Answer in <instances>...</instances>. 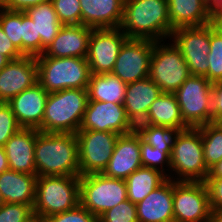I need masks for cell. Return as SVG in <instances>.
<instances>
[{
	"mask_svg": "<svg viewBox=\"0 0 222 222\" xmlns=\"http://www.w3.org/2000/svg\"><path fill=\"white\" fill-rule=\"evenodd\" d=\"M36 175L80 176L76 134L45 133L36 129Z\"/></svg>",
	"mask_w": 222,
	"mask_h": 222,
	"instance_id": "6da1fadb",
	"label": "cell"
},
{
	"mask_svg": "<svg viewBox=\"0 0 222 222\" xmlns=\"http://www.w3.org/2000/svg\"><path fill=\"white\" fill-rule=\"evenodd\" d=\"M119 28L128 39L166 41L173 32L168 0H125Z\"/></svg>",
	"mask_w": 222,
	"mask_h": 222,
	"instance_id": "7a4b0ae2",
	"label": "cell"
},
{
	"mask_svg": "<svg viewBox=\"0 0 222 222\" xmlns=\"http://www.w3.org/2000/svg\"><path fill=\"white\" fill-rule=\"evenodd\" d=\"M87 103V89H64L49 93L42 132L76 134L80 130Z\"/></svg>",
	"mask_w": 222,
	"mask_h": 222,
	"instance_id": "3957f363",
	"label": "cell"
},
{
	"mask_svg": "<svg viewBox=\"0 0 222 222\" xmlns=\"http://www.w3.org/2000/svg\"><path fill=\"white\" fill-rule=\"evenodd\" d=\"M38 83L48 92L87 89L91 70L86 58L36 56Z\"/></svg>",
	"mask_w": 222,
	"mask_h": 222,
	"instance_id": "277c9868",
	"label": "cell"
},
{
	"mask_svg": "<svg viewBox=\"0 0 222 222\" xmlns=\"http://www.w3.org/2000/svg\"><path fill=\"white\" fill-rule=\"evenodd\" d=\"M80 176L37 177L33 214L46 219L80 204Z\"/></svg>",
	"mask_w": 222,
	"mask_h": 222,
	"instance_id": "5b68a950",
	"label": "cell"
},
{
	"mask_svg": "<svg viewBox=\"0 0 222 222\" xmlns=\"http://www.w3.org/2000/svg\"><path fill=\"white\" fill-rule=\"evenodd\" d=\"M170 172L168 178L174 181L206 180L209 169L204 161L201 131L198 127L180 131L170 156Z\"/></svg>",
	"mask_w": 222,
	"mask_h": 222,
	"instance_id": "8992f818",
	"label": "cell"
},
{
	"mask_svg": "<svg viewBox=\"0 0 222 222\" xmlns=\"http://www.w3.org/2000/svg\"><path fill=\"white\" fill-rule=\"evenodd\" d=\"M80 205L99 218L128 199L126 181L92 173L80 176Z\"/></svg>",
	"mask_w": 222,
	"mask_h": 222,
	"instance_id": "52a82bcc",
	"label": "cell"
},
{
	"mask_svg": "<svg viewBox=\"0 0 222 222\" xmlns=\"http://www.w3.org/2000/svg\"><path fill=\"white\" fill-rule=\"evenodd\" d=\"M154 41L149 78L162 93H175L191 75L181 51L170 40Z\"/></svg>",
	"mask_w": 222,
	"mask_h": 222,
	"instance_id": "ba28073f",
	"label": "cell"
},
{
	"mask_svg": "<svg viewBox=\"0 0 222 222\" xmlns=\"http://www.w3.org/2000/svg\"><path fill=\"white\" fill-rule=\"evenodd\" d=\"M212 85L206 77L190 75L174 93L189 127L212 123Z\"/></svg>",
	"mask_w": 222,
	"mask_h": 222,
	"instance_id": "9c48e42d",
	"label": "cell"
},
{
	"mask_svg": "<svg viewBox=\"0 0 222 222\" xmlns=\"http://www.w3.org/2000/svg\"><path fill=\"white\" fill-rule=\"evenodd\" d=\"M173 215L178 222H210L211 208L205 182L173 180Z\"/></svg>",
	"mask_w": 222,
	"mask_h": 222,
	"instance_id": "30bf717a",
	"label": "cell"
},
{
	"mask_svg": "<svg viewBox=\"0 0 222 222\" xmlns=\"http://www.w3.org/2000/svg\"><path fill=\"white\" fill-rule=\"evenodd\" d=\"M76 136L80 176L102 173L110 161L120 135L112 132L79 130Z\"/></svg>",
	"mask_w": 222,
	"mask_h": 222,
	"instance_id": "8fae6325",
	"label": "cell"
},
{
	"mask_svg": "<svg viewBox=\"0 0 222 222\" xmlns=\"http://www.w3.org/2000/svg\"><path fill=\"white\" fill-rule=\"evenodd\" d=\"M169 40L181 51L191 75L205 77L208 74L210 23L198 27L178 28L172 32Z\"/></svg>",
	"mask_w": 222,
	"mask_h": 222,
	"instance_id": "7c38bea8",
	"label": "cell"
},
{
	"mask_svg": "<svg viewBox=\"0 0 222 222\" xmlns=\"http://www.w3.org/2000/svg\"><path fill=\"white\" fill-rule=\"evenodd\" d=\"M153 48L152 40L127 39L119 50L111 73L126 84L148 78Z\"/></svg>",
	"mask_w": 222,
	"mask_h": 222,
	"instance_id": "4fadbf2b",
	"label": "cell"
},
{
	"mask_svg": "<svg viewBox=\"0 0 222 222\" xmlns=\"http://www.w3.org/2000/svg\"><path fill=\"white\" fill-rule=\"evenodd\" d=\"M127 39L120 28L93 29L86 57L91 74L111 73L119 50Z\"/></svg>",
	"mask_w": 222,
	"mask_h": 222,
	"instance_id": "5bb4252c",
	"label": "cell"
},
{
	"mask_svg": "<svg viewBox=\"0 0 222 222\" xmlns=\"http://www.w3.org/2000/svg\"><path fill=\"white\" fill-rule=\"evenodd\" d=\"M123 104L88 101L80 130L112 132L125 135L135 131Z\"/></svg>",
	"mask_w": 222,
	"mask_h": 222,
	"instance_id": "9a60e30c",
	"label": "cell"
},
{
	"mask_svg": "<svg viewBox=\"0 0 222 222\" xmlns=\"http://www.w3.org/2000/svg\"><path fill=\"white\" fill-rule=\"evenodd\" d=\"M36 83H38V77L35 56H23L10 61L0 71V100L7 103Z\"/></svg>",
	"mask_w": 222,
	"mask_h": 222,
	"instance_id": "2e32d148",
	"label": "cell"
},
{
	"mask_svg": "<svg viewBox=\"0 0 222 222\" xmlns=\"http://www.w3.org/2000/svg\"><path fill=\"white\" fill-rule=\"evenodd\" d=\"M48 94L39 83H36L7 102L22 128H35L42 132V120Z\"/></svg>",
	"mask_w": 222,
	"mask_h": 222,
	"instance_id": "e0dca14e",
	"label": "cell"
},
{
	"mask_svg": "<svg viewBox=\"0 0 222 222\" xmlns=\"http://www.w3.org/2000/svg\"><path fill=\"white\" fill-rule=\"evenodd\" d=\"M140 167H142L140 135L135 130L118 137L114 152L102 174L125 180Z\"/></svg>",
	"mask_w": 222,
	"mask_h": 222,
	"instance_id": "ac0fdd59",
	"label": "cell"
},
{
	"mask_svg": "<svg viewBox=\"0 0 222 222\" xmlns=\"http://www.w3.org/2000/svg\"><path fill=\"white\" fill-rule=\"evenodd\" d=\"M92 30L93 28L82 24L63 25L43 54L55 58H86Z\"/></svg>",
	"mask_w": 222,
	"mask_h": 222,
	"instance_id": "d6986e66",
	"label": "cell"
},
{
	"mask_svg": "<svg viewBox=\"0 0 222 222\" xmlns=\"http://www.w3.org/2000/svg\"><path fill=\"white\" fill-rule=\"evenodd\" d=\"M138 222H169L173 215V180L167 178L160 186L136 204Z\"/></svg>",
	"mask_w": 222,
	"mask_h": 222,
	"instance_id": "ffe728a7",
	"label": "cell"
},
{
	"mask_svg": "<svg viewBox=\"0 0 222 222\" xmlns=\"http://www.w3.org/2000/svg\"><path fill=\"white\" fill-rule=\"evenodd\" d=\"M35 142V128H21L10 137L3 146L10 170L36 174L34 157Z\"/></svg>",
	"mask_w": 222,
	"mask_h": 222,
	"instance_id": "44dd1931",
	"label": "cell"
},
{
	"mask_svg": "<svg viewBox=\"0 0 222 222\" xmlns=\"http://www.w3.org/2000/svg\"><path fill=\"white\" fill-rule=\"evenodd\" d=\"M125 0H79L81 24L93 29L119 28Z\"/></svg>",
	"mask_w": 222,
	"mask_h": 222,
	"instance_id": "7402d4cb",
	"label": "cell"
},
{
	"mask_svg": "<svg viewBox=\"0 0 222 222\" xmlns=\"http://www.w3.org/2000/svg\"><path fill=\"white\" fill-rule=\"evenodd\" d=\"M161 94L158 85L149 77L127 84L123 106L135 126L146 118L151 104Z\"/></svg>",
	"mask_w": 222,
	"mask_h": 222,
	"instance_id": "603a6c76",
	"label": "cell"
},
{
	"mask_svg": "<svg viewBox=\"0 0 222 222\" xmlns=\"http://www.w3.org/2000/svg\"><path fill=\"white\" fill-rule=\"evenodd\" d=\"M36 174L7 170L0 174V193L4 203L27 204L33 208Z\"/></svg>",
	"mask_w": 222,
	"mask_h": 222,
	"instance_id": "cb8c5ba5",
	"label": "cell"
},
{
	"mask_svg": "<svg viewBox=\"0 0 222 222\" xmlns=\"http://www.w3.org/2000/svg\"><path fill=\"white\" fill-rule=\"evenodd\" d=\"M168 11L173 31L212 22V10L204 0H168Z\"/></svg>",
	"mask_w": 222,
	"mask_h": 222,
	"instance_id": "d4e9b609",
	"label": "cell"
},
{
	"mask_svg": "<svg viewBox=\"0 0 222 222\" xmlns=\"http://www.w3.org/2000/svg\"><path fill=\"white\" fill-rule=\"evenodd\" d=\"M155 126L187 129L174 93H162L150 106L146 118L141 122Z\"/></svg>",
	"mask_w": 222,
	"mask_h": 222,
	"instance_id": "484cf974",
	"label": "cell"
},
{
	"mask_svg": "<svg viewBox=\"0 0 222 222\" xmlns=\"http://www.w3.org/2000/svg\"><path fill=\"white\" fill-rule=\"evenodd\" d=\"M127 84L112 73L91 74L87 86L88 101L123 104Z\"/></svg>",
	"mask_w": 222,
	"mask_h": 222,
	"instance_id": "4316f807",
	"label": "cell"
},
{
	"mask_svg": "<svg viewBox=\"0 0 222 222\" xmlns=\"http://www.w3.org/2000/svg\"><path fill=\"white\" fill-rule=\"evenodd\" d=\"M25 13L33 20L37 37L41 38V54L49 47L63 24L58 20L51 1L28 8Z\"/></svg>",
	"mask_w": 222,
	"mask_h": 222,
	"instance_id": "83f0119b",
	"label": "cell"
},
{
	"mask_svg": "<svg viewBox=\"0 0 222 222\" xmlns=\"http://www.w3.org/2000/svg\"><path fill=\"white\" fill-rule=\"evenodd\" d=\"M166 179L159 170L142 166L125 179L127 197L133 204H138Z\"/></svg>",
	"mask_w": 222,
	"mask_h": 222,
	"instance_id": "f1b7e54d",
	"label": "cell"
},
{
	"mask_svg": "<svg viewBox=\"0 0 222 222\" xmlns=\"http://www.w3.org/2000/svg\"><path fill=\"white\" fill-rule=\"evenodd\" d=\"M198 128L201 131L204 161L210 169L222 159V124L212 122Z\"/></svg>",
	"mask_w": 222,
	"mask_h": 222,
	"instance_id": "f546056e",
	"label": "cell"
},
{
	"mask_svg": "<svg viewBox=\"0 0 222 222\" xmlns=\"http://www.w3.org/2000/svg\"><path fill=\"white\" fill-rule=\"evenodd\" d=\"M135 130L142 140L154 148L172 149L181 130L173 127L139 123Z\"/></svg>",
	"mask_w": 222,
	"mask_h": 222,
	"instance_id": "4dcf8cb0",
	"label": "cell"
},
{
	"mask_svg": "<svg viewBox=\"0 0 222 222\" xmlns=\"http://www.w3.org/2000/svg\"><path fill=\"white\" fill-rule=\"evenodd\" d=\"M140 151L141 164L143 167L159 170L167 178L170 176V156L172 149L154 148L144 142L140 136Z\"/></svg>",
	"mask_w": 222,
	"mask_h": 222,
	"instance_id": "1f68e13d",
	"label": "cell"
},
{
	"mask_svg": "<svg viewBox=\"0 0 222 222\" xmlns=\"http://www.w3.org/2000/svg\"><path fill=\"white\" fill-rule=\"evenodd\" d=\"M209 69L205 76L211 83L222 80V31L210 23Z\"/></svg>",
	"mask_w": 222,
	"mask_h": 222,
	"instance_id": "d6a6232c",
	"label": "cell"
},
{
	"mask_svg": "<svg viewBox=\"0 0 222 222\" xmlns=\"http://www.w3.org/2000/svg\"><path fill=\"white\" fill-rule=\"evenodd\" d=\"M0 26L12 44L22 53V12L0 8Z\"/></svg>",
	"mask_w": 222,
	"mask_h": 222,
	"instance_id": "836d02e7",
	"label": "cell"
},
{
	"mask_svg": "<svg viewBox=\"0 0 222 222\" xmlns=\"http://www.w3.org/2000/svg\"><path fill=\"white\" fill-rule=\"evenodd\" d=\"M22 54L35 57L41 55V38L37 37L35 24L25 12H22Z\"/></svg>",
	"mask_w": 222,
	"mask_h": 222,
	"instance_id": "e575fe53",
	"label": "cell"
},
{
	"mask_svg": "<svg viewBox=\"0 0 222 222\" xmlns=\"http://www.w3.org/2000/svg\"><path fill=\"white\" fill-rule=\"evenodd\" d=\"M58 20L63 25H81L79 0H51Z\"/></svg>",
	"mask_w": 222,
	"mask_h": 222,
	"instance_id": "d590c367",
	"label": "cell"
},
{
	"mask_svg": "<svg viewBox=\"0 0 222 222\" xmlns=\"http://www.w3.org/2000/svg\"><path fill=\"white\" fill-rule=\"evenodd\" d=\"M98 222H138L136 204L127 199L104 212Z\"/></svg>",
	"mask_w": 222,
	"mask_h": 222,
	"instance_id": "8d00e7d4",
	"label": "cell"
},
{
	"mask_svg": "<svg viewBox=\"0 0 222 222\" xmlns=\"http://www.w3.org/2000/svg\"><path fill=\"white\" fill-rule=\"evenodd\" d=\"M21 128L10 106L4 103L0 107V146H4L10 137Z\"/></svg>",
	"mask_w": 222,
	"mask_h": 222,
	"instance_id": "74e56055",
	"label": "cell"
},
{
	"mask_svg": "<svg viewBox=\"0 0 222 222\" xmlns=\"http://www.w3.org/2000/svg\"><path fill=\"white\" fill-rule=\"evenodd\" d=\"M33 215V208L27 204L4 203L0 207V222H24Z\"/></svg>",
	"mask_w": 222,
	"mask_h": 222,
	"instance_id": "f35d334b",
	"label": "cell"
},
{
	"mask_svg": "<svg viewBox=\"0 0 222 222\" xmlns=\"http://www.w3.org/2000/svg\"><path fill=\"white\" fill-rule=\"evenodd\" d=\"M44 222H98V218L80 204L69 211L54 214Z\"/></svg>",
	"mask_w": 222,
	"mask_h": 222,
	"instance_id": "ab89813d",
	"label": "cell"
},
{
	"mask_svg": "<svg viewBox=\"0 0 222 222\" xmlns=\"http://www.w3.org/2000/svg\"><path fill=\"white\" fill-rule=\"evenodd\" d=\"M204 182L209 193L210 208H222V178L207 177Z\"/></svg>",
	"mask_w": 222,
	"mask_h": 222,
	"instance_id": "60d3db41",
	"label": "cell"
},
{
	"mask_svg": "<svg viewBox=\"0 0 222 222\" xmlns=\"http://www.w3.org/2000/svg\"><path fill=\"white\" fill-rule=\"evenodd\" d=\"M222 121V80L212 85V122Z\"/></svg>",
	"mask_w": 222,
	"mask_h": 222,
	"instance_id": "b9f144b4",
	"label": "cell"
},
{
	"mask_svg": "<svg viewBox=\"0 0 222 222\" xmlns=\"http://www.w3.org/2000/svg\"><path fill=\"white\" fill-rule=\"evenodd\" d=\"M0 54L10 61L22 58L24 55L12 44L0 26Z\"/></svg>",
	"mask_w": 222,
	"mask_h": 222,
	"instance_id": "7bdbcfd3",
	"label": "cell"
},
{
	"mask_svg": "<svg viewBox=\"0 0 222 222\" xmlns=\"http://www.w3.org/2000/svg\"><path fill=\"white\" fill-rule=\"evenodd\" d=\"M49 1L51 0H7L2 8L10 11L25 12L30 7Z\"/></svg>",
	"mask_w": 222,
	"mask_h": 222,
	"instance_id": "ee69618b",
	"label": "cell"
},
{
	"mask_svg": "<svg viewBox=\"0 0 222 222\" xmlns=\"http://www.w3.org/2000/svg\"><path fill=\"white\" fill-rule=\"evenodd\" d=\"M7 170H9L7 155L5 153L4 147L0 146V174Z\"/></svg>",
	"mask_w": 222,
	"mask_h": 222,
	"instance_id": "f6af8a7d",
	"label": "cell"
},
{
	"mask_svg": "<svg viewBox=\"0 0 222 222\" xmlns=\"http://www.w3.org/2000/svg\"><path fill=\"white\" fill-rule=\"evenodd\" d=\"M207 177L222 178V159L209 169Z\"/></svg>",
	"mask_w": 222,
	"mask_h": 222,
	"instance_id": "bcb514c9",
	"label": "cell"
},
{
	"mask_svg": "<svg viewBox=\"0 0 222 222\" xmlns=\"http://www.w3.org/2000/svg\"><path fill=\"white\" fill-rule=\"evenodd\" d=\"M212 23L218 30L222 31V12H212Z\"/></svg>",
	"mask_w": 222,
	"mask_h": 222,
	"instance_id": "7dc6e473",
	"label": "cell"
},
{
	"mask_svg": "<svg viewBox=\"0 0 222 222\" xmlns=\"http://www.w3.org/2000/svg\"><path fill=\"white\" fill-rule=\"evenodd\" d=\"M210 222H222V208H211Z\"/></svg>",
	"mask_w": 222,
	"mask_h": 222,
	"instance_id": "c3c4849f",
	"label": "cell"
},
{
	"mask_svg": "<svg viewBox=\"0 0 222 222\" xmlns=\"http://www.w3.org/2000/svg\"><path fill=\"white\" fill-rule=\"evenodd\" d=\"M206 4L211 8L213 11L215 7L222 1V0H204Z\"/></svg>",
	"mask_w": 222,
	"mask_h": 222,
	"instance_id": "681fc988",
	"label": "cell"
},
{
	"mask_svg": "<svg viewBox=\"0 0 222 222\" xmlns=\"http://www.w3.org/2000/svg\"><path fill=\"white\" fill-rule=\"evenodd\" d=\"M9 62H10V60H9L6 56L0 54V71H1Z\"/></svg>",
	"mask_w": 222,
	"mask_h": 222,
	"instance_id": "f907efd6",
	"label": "cell"
},
{
	"mask_svg": "<svg viewBox=\"0 0 222 222\" xmlns=\"http://www.w3.org/2000/svg\"><path fill=\"white\" fill-rule=\"evenodd\" d=\"M24 222H44V220L41 219L38 215L33 214L29 219Z\"/></svg>",
	"mask_w": 222,
	"mask_h": 222,
	"instance_id": "816d5d0a",
	"label": "cell"
},
{
	"mask_svg": "<svg viewBox=\"0 0 222 222\" xmlns=\"http://www.w3.org/2000/svg\"><path fill=\"white\" fill-rule=\"evenodd\" d=\"M212 12H222V1L215 7Z\"/></svg>",
	"mask_w": 222,
	"mask_h": 222,
	"instance_id": "f5cc1de1",
	"label": "cell"
},
{
	"mask_svg": "<svg viewBox=\"0 0 222 222\" xmlns=\"http://www.w3.org/2000/svg\"><path fill=\"white\" fill-rule=\"evenodd\" d=\"M7 0H0V8L6 4Z\"/></svg>",
	"mask_w": 222,
	"mask_h": 222,
	"instance_id": "db71d44e",
	"label": "cell"
},
{
	"mask_svg": "<svg viewBox=\"0 0 222 222\" xmlns=\"http://www.w3.org/2000/svg\"><path fill=\"white\" fill-rule=\"evenodd\" d=\"M4 204V201L2 199L1 193H0V207Z\"/></svg>",
	"mask_w": 222,
	"mask_h": 222,
	"instance_id": "11a10c76",
	"label": "cell"
},
{
	"mask_svg": "<svg viewBox=\"0 0 222 222\" xmlns=\"http://www.w3.org/2000/svg\"><path fill=\"white\" fill-rule=\"evenodd\" d=\"M5 102L0 100V107L4 104Z\"/></svg>",
	"mask_w": 222,
	"mask_h": 222,
	"instance_id": "9f6ffc18",
	"label": "cell"
}]
</instances>
